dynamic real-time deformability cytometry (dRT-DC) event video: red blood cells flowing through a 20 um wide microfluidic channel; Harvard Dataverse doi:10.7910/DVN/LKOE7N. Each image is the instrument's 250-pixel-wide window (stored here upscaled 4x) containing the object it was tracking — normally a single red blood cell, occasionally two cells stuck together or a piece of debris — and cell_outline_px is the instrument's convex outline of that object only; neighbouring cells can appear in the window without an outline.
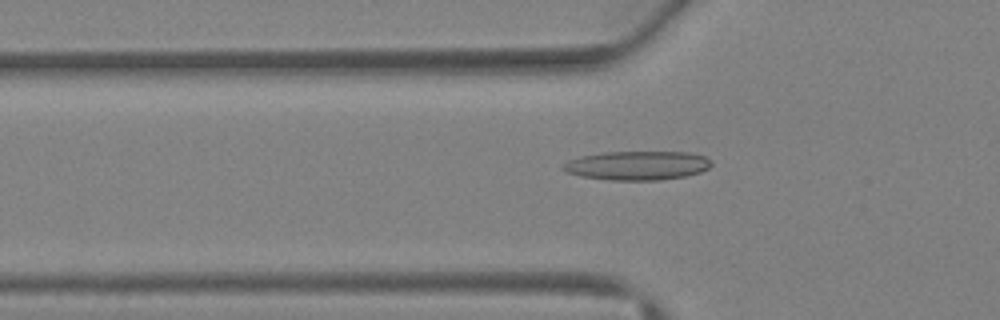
{"species": "Egyptian fruit bat (a non-hibernating species)", "species_latin": "Rousettus aegyptiacus", "temperature_condition": "warm", "stored_images_in_passage": 43, "camera_frame_rate_fps": 3000, "um_per_image_px": 0.085, "animal": {"sex": "female"}, "frame": {"image": 1, "passage_image": 15, "time_ms": 4.667, "image_size_px": [1000, 320], "cell_outline_px": [[712, 164], [708, 168], [700, 172], [684, 176], [656, 180], [612, 180], [580, 176], [568, 172], [560, 168], [568, 160], [580, 156], [604, 152], [688, 152], [704, 156], [712, 160]], "centroid_in_image_um": [54.16, 14.06], "position_along_channel_um": 71.6, "area_um2": 24.97}}
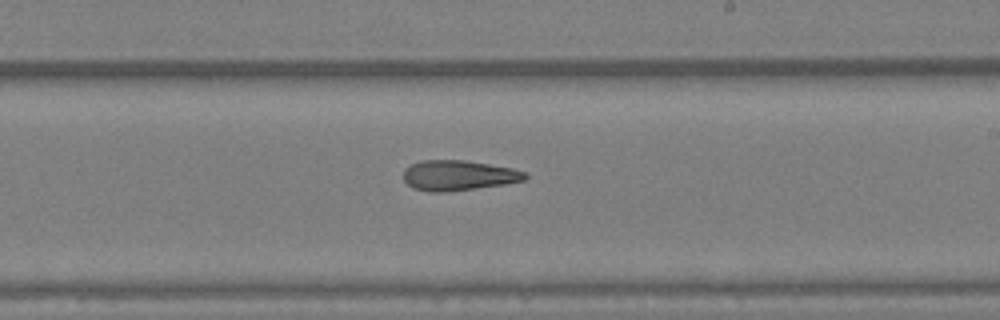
{"frame": {"image": 2, "passage_image": 26, "time_ms": 8.333, "image_size_px": [1000, 320], "cell_outline_px": [[528, 176], [524, 180], [504, 184], [444, 192], [428, 192], [412, 188], [404, 180], [404, 168], [408, 164], [420, 160], [464, 160], [512, 168], [524, 172]], "centroid_in_image_um": [38.9, 14.9], "position_along_channel_um": 250.1, "area_um2": 21.39}}
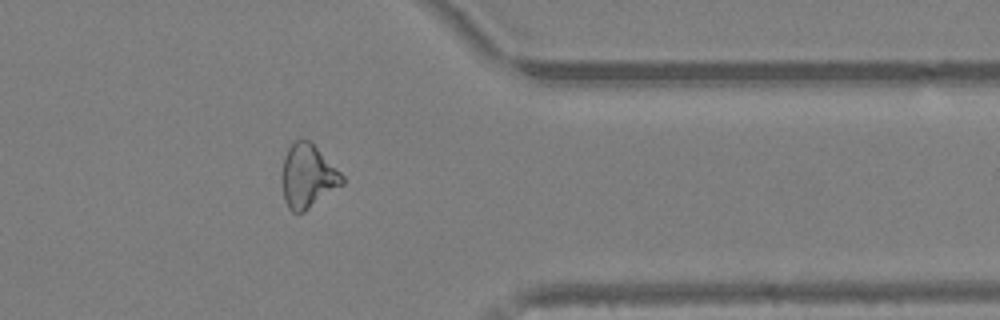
{"frame": {"image": 3, "passage_image": 35, "time_ms": 11.333, "image_size_px": [1000, 320], "cell_outline_px": [[344, 184], [304, 212], [292, 212], [288, 208], [284, 200], [280, 176], [284, 156], [288, 148], [296, 140], [308, 140], [344, 176]], "centroid_in_image_um": [26.12, 15.01], "position_along_channel_um": 385.3, "area_um2": 22.25}, "authors_computed_cell_mechanics": {"area_um2": 22.9466, "velocity_mm_per_s": 4.8729, "shape_relaxation_time_tau1_ms": null, "shape_relaxation_time_tau2_ms": 4.0791, "deformation_change_tau1": null, "deformation_change_tau2": 0.1716}}